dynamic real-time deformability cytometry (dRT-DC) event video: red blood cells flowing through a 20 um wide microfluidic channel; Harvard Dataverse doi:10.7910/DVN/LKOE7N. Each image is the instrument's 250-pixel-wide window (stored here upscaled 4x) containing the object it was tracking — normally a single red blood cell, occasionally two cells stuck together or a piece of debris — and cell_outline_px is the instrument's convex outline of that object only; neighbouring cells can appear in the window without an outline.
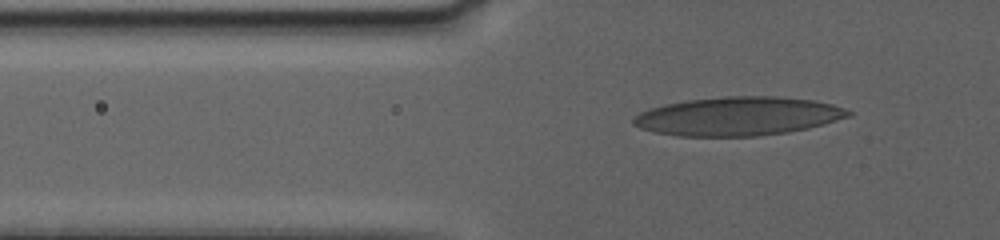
{"species": "human", "species_latin": "Homo sapiens", "temperature_condition": "warm", "stored_images_in_passage": 26, "camera_frame_rate_fps": 3000, "um_per_image_px": 0.085, "donor": {"sex": "female"}, "frame": {"image": 1, "passage_image": 11, "time_ms": 5.0, "image_size_px": [1000, 240], "cell_outline_px": [[852, 116], [824, 124], [808, 128], [788, 132], [756, 136], [680, 136], [652, 132], [640, 128], [632, 124], [632, 120], [640, 112], [664, 104], [688, 100], [728, 96], [776, 96], [812, 100], [832, 104], [844, 108], [852, 112]], "centroid_in_image_um": [62.74, 9.88], "position_along_channel_um": 63.1, "area_um2": 48.44}}
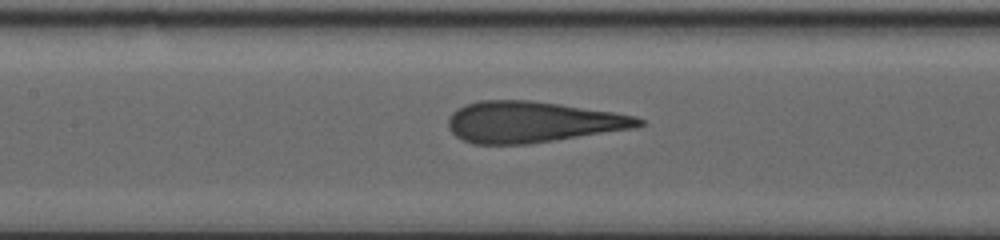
{"frame": {"image": 2, "passage_image": 20, "time_ms": 8.667, "image_size_px": [1000, 240], "cell_outline_px": [[644, 124], [632, 128], [528, 144], [472, 144], [456, 136], [448, 128], [448, 120], [452, 112], [456, 108], [464, 104], [480, 100], [532, 100], [560, 104], [612, 112], [636, 116], [644, 120]], "centroid_in_image_um": [45.19, 10.36], "position_along_channel_um": 162.2, "area_um2": 45.37}}
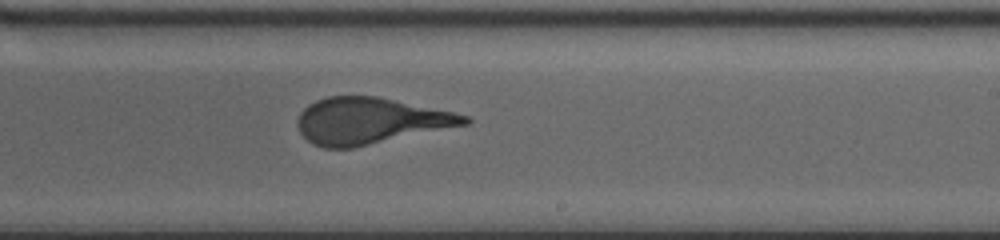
{"frame": {"image": 3, "passage_image": 26, "time_ms": 11.667, "image_size_px": [1000, 240], "cell_outline_px": [[472, 120], [468, 124], [352, 148], [324, 148], [312, 144], [300, 132], [296, 124], [300, 112], [308, 104], [316, 100], [328, 96], [376, 96], [452, 112], [468, 116]], "centroid_in_image_um": [31.42, 10.27], "position_along_channel_um": 257.6, "area_um2": 44.74}}